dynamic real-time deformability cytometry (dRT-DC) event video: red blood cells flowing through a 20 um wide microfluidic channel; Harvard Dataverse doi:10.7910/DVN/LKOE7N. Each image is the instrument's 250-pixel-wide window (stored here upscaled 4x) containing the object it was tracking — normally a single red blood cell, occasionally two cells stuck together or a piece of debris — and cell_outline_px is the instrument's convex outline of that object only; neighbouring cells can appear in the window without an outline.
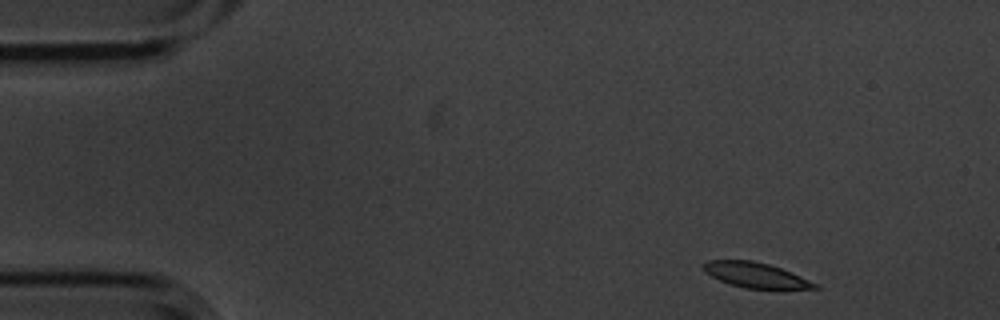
{"species": "common noctule bat (a hibernating species)", "species_latin": "Nyctalus noctula", "temperature_condition": "cold", "stored_images_in_passage": 8, "camera_frame_rate_fps": 3000, "um_per_image_px": 0.085, "animal": {"sex": "male", "body_mass_g": 20.1, "forearm_length_mm": 53.5}, "frame": {"image": 1, "passage_image": 1, "time_ms": 0.0, "image_size_px": [1000, 320], "cell_outline_px": [[820, 288], [744, 288], [720, 280], [704, 272], [700, 264], [708, 260], [752, 260], [768, 264], [780, 268], [808, 280], [816, 284]], "centroid_in_image_um": [64.12, 23.36], "position_along_channel_um": 20.9, "area_um2": 15.9}}
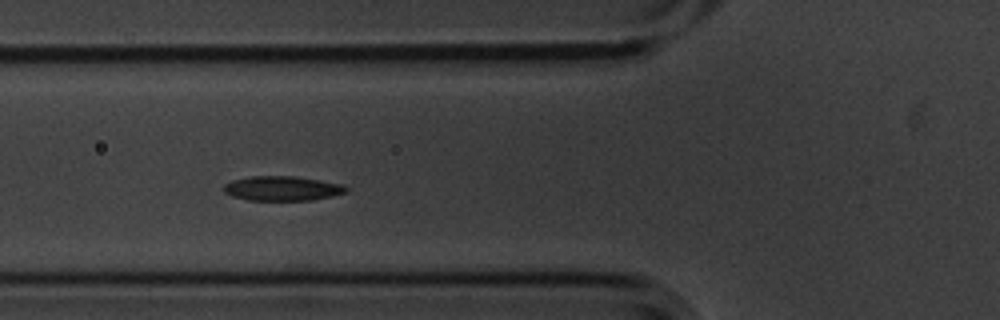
{"frame": {"image": 2, "passage_image": 5, "time_ms": 1.333, "image_size_px": [1000, 320], "cell_outline_px": [[348, 192], [332, 196], [312, 200], [248, 200], [232, 196], [224, 192], [224, 184], [232, 180], [252, 176], [292, 176], [320, 180], [344, 184], [348, 188]], "centroid_in_image_um": [24.02, 16.01], "position_along_channel_um": 101.8, "area_um2": 17.57}}
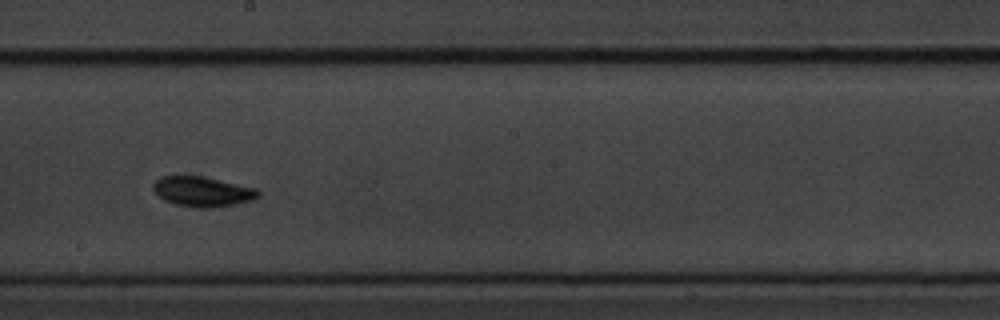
{"frame": {"image": 3, "passage_image": 8, "time_ms": 2.333, "image_size_px": [1000, 320], "cell_outline_px": [[260, 196], [252, 200], [236, 204], [212, 208], [200, 208], [176, 204], [164, 200], [156, 196], [152, 188], [152, 184], [160, 176], [200, 176], [256, 188], [260, 192]], "centroid_in_image_um": [17.18, 16.29], "position_along_channel_um": 231.0, "area_um2": 18.38}}